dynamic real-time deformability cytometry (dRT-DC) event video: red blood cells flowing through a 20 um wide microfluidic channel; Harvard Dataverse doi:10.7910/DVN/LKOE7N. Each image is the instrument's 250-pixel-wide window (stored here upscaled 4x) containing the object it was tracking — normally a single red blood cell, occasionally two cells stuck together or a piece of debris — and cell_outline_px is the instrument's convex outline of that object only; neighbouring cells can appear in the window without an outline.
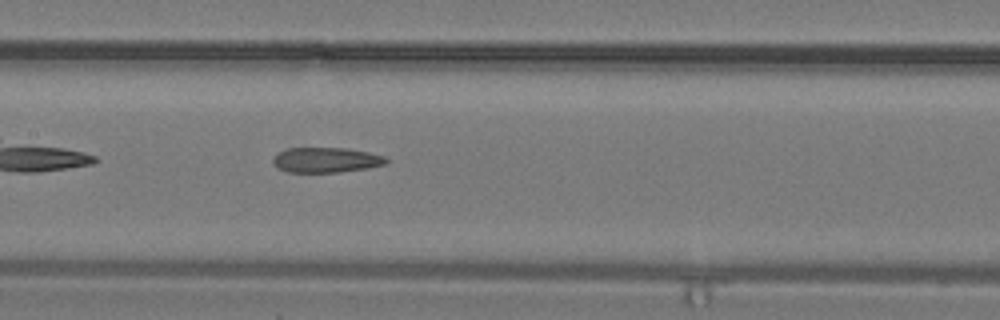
{"species": "common noctule bat (a hibernating species)", "species_latin": "Nyctalus noctula", "temperature_condition": "warm", "stored_images_in_passage": 24, "camera_frame_rate_fps": 3000, "um_per_image_px": 0.085, "animal": {"sex": "male", "body_mass_g": 19.2, "forearm_length_mm": 51.8}, "frame": {"image": 1, "passage_image": 8, "time_ms": 2.333, "image_size_px": [1000, 320], "cell_outline_px": [[388, 164], [368, 168], [340, 172], [288, 172], [280, 168], [272, 160], [280, 152], [288, 148], [348, 148], [368, 152], [384, 156], [388, 160]], "centroid_in_image_um": [27.79, 13.6], "position_along_channel_um": 179.6, "area_um2": 16.42}}
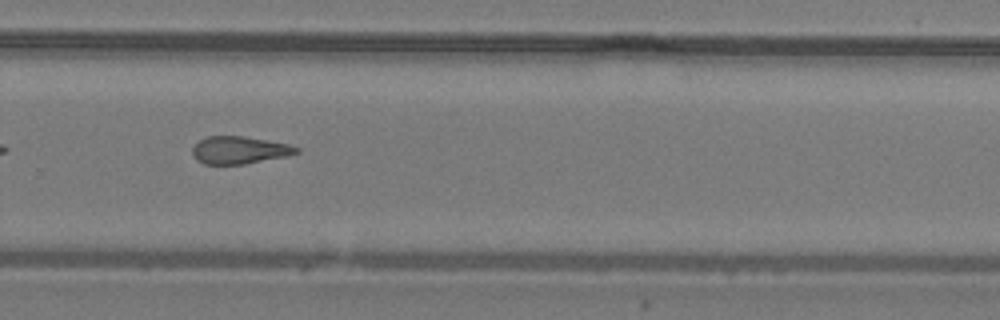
{"frame": {"image": 2, "passage_image": 14, "time_ms": 4.333, "image_size_px": [1000, 320], "cell_outline_px": [[300, 152], [288, 156], [244, 164], [204, 164], [196, 160], [192, 152], [192, 148], [200, 140], [208, 136], [244, 136], [288, 144], [300, 148]], "centroid_in_image_um": [20.36, 12.76], "position_along_channel_um": 309.4, "area_um2": 16.65}}